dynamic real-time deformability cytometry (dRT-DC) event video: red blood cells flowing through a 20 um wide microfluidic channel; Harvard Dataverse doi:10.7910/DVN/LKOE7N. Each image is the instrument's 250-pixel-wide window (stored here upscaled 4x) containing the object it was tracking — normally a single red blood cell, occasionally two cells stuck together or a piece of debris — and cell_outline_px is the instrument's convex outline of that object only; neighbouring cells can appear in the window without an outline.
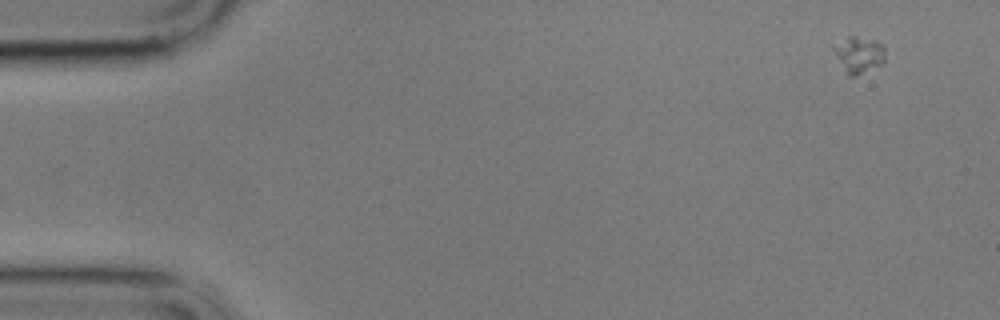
{"species": "common noctule bat (a hibernating species)", "species_latin": "Nyctalus noctula", "temperature_condition": "cold", "stored_images_in_passage": 57, "camera_frame_rate_fps": 3000, "um_per_image_px": 0.085, "animal": {"sex": "male", "body_mass_g": 17.9}, "frame": {"image": 1, "passage_image": 1, "time_ms": 0.0, "image_size_px": [1000, 320], "cell_outline_px": [[884, 60], [880, 64], [856, 76], [848, 76], [832, 48], [832, 44], [848, 36], [856, 36], [872, 40], [880, 44], [884, 48]], "centroid_in_image_um": [72.96, 4.63], "position_along_channel_um": 12.0, "area_um2": 10.64}}
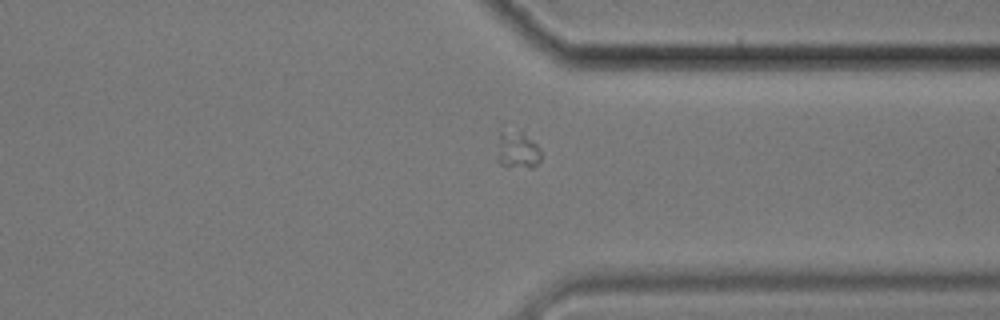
{"frame": {"image": 2, "passage_image": 43, "time_ms": 14.0, "image_size_px": [1000, 320], "cell_outline_px": [[540, 160], [532, 168], [504, 168], [496, 160], [500, 132], [520, 128], [540, 148]], "centroid_in_image_um": [43.96, 12.76], "position_along_channel_um": 367.4, "area_um2": 10.0}}
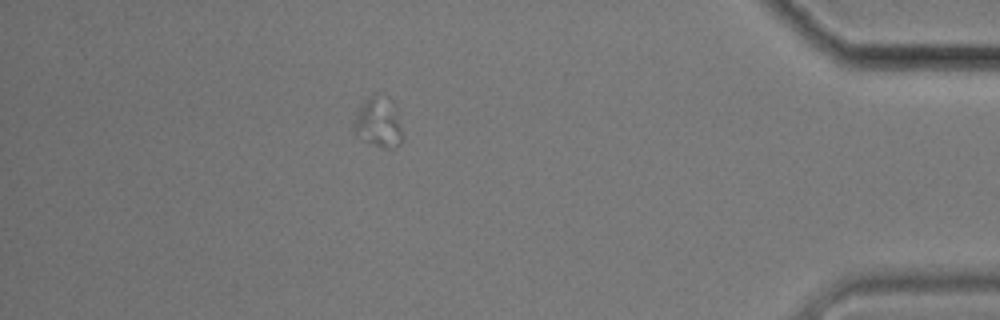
{"frame": {"image": 3, "passage_image": 50, "time_ms": 16.333, "image_size_px": [1000, 320], "cell_outline_px": [[400, 144], [392, 148], [380, 148], [352, 132], [352, 124], [356, 112], [364, 100], [368, 96], [372, 96], [396, 116], [400, 128]], "centroid_in_image_um": [32.02, 10.57], "position_along_channel_um": 403.2, "area_um2": 12.54}}